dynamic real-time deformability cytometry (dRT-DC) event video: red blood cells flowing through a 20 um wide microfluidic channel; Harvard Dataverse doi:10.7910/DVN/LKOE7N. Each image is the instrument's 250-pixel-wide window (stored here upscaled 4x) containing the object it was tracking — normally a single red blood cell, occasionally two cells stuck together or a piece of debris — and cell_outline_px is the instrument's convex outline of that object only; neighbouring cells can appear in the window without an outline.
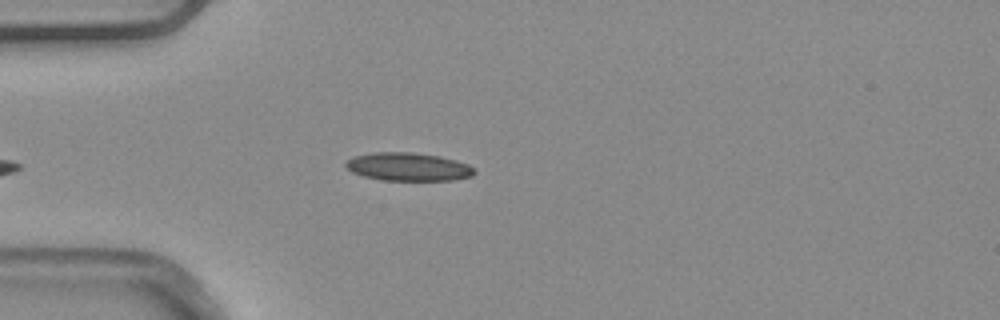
{"species": "common noctule bat (a hibernating species)", "species_latin": "Nyctalus noctula", "temperature_condition": "warm", "stored_images_in_passage": 5, "camera_frame_rate_fps": 3000, "um_per_image_px": 0.085, "animal": {"sex": "male", "body_mass_g": 20.4}, "frame": {"image": 1, "passage_image": 5, "time_ms": 1.333, "image_size_px": [1000, 320], "cell_outline_px": [[476, 172], [472, 176], [452, 180], [384, 180], [364, 176], [352, 172], [344, 164], [352, 156], [372, 152], [412, 152], [440, 156], [456, 160], [468, 164]], "centroid_in_image_um": [34.69, 14.17], "position_along_channel_um": 50.3, "area_um2": 21.1}}